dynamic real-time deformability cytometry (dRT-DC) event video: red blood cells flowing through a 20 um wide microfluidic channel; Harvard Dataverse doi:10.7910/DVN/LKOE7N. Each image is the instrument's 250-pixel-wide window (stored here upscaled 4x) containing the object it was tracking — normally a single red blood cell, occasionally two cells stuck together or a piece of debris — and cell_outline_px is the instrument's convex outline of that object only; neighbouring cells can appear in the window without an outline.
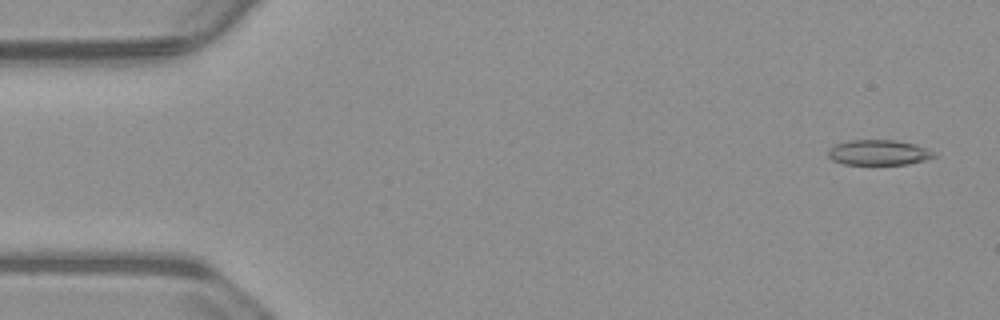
{"species": "common noctule bat (a hibernating species)", "species_latin": "Nyctalus noctula", "temperature_condition": "warm", "stored_images_in_passage": 53, "camera_frame_rate_fps": 3000, "um_per_image_px": 0.085, "animal": {"sex": "male", "body_mass_g": 23.1, "forearm_length_mm": 52.7}, "frame": {"image": 1, "passage_image": 1, "time_ms": 0.0, "image_size_px": [1000, 320], "cell_outline_px": [[940, 156], [908, 164], [844, 164], [832, 160], [828, 156], [828, 148], [836, 144], [848, 140], [896, 140], [916, 144], [928, 148], [936, 152]], "centroid_in_image_um": [74.73, 12.96], "position_along_channel_um": 10.3, "area_um2": 15.84}}
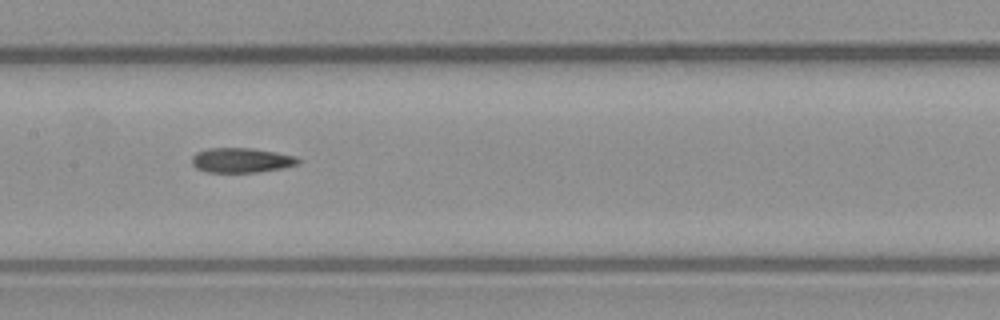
{"frame": {"image": 2, "passage_image": 25, "time_ms": 8.0, "image_size_px": [1000, 320], "cell_outline_px": [[300, 164], [284, 168], [256, 172], [208, 172], [196, 168], [192, 164], [192, 156], [196, 152], [208, 148], [252, 148], [276, 152], [296, 156], [300, 160]], "centroid_in_image_um": [20.53, 13.62], "position_along_channel_um": 186.9, "area_um2": 15.43}}
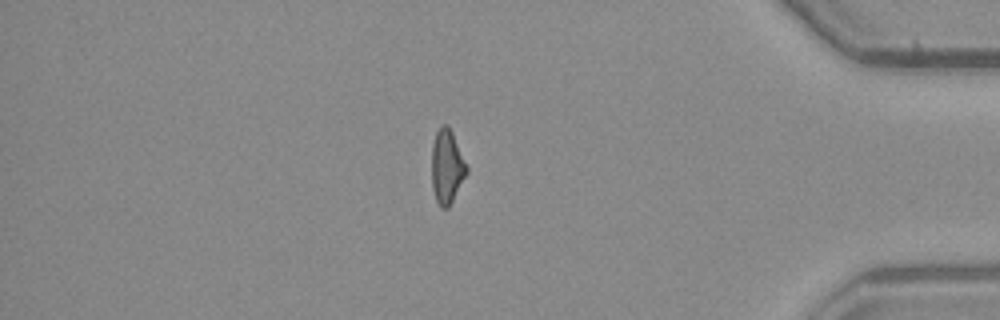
{"frame": {"image": 3, "passage_image": 45, "time_ms": 14.667, "image_size_px": [1000, 320], "cell_outline_px": [[468, 172], [448, 208], [440, 208], [436, 200], [432, 188], [432, 144], [436, 132], [440, 124], [448, 124], [452, 132], [468, 168]], "centroid_in_image_um": [37.97, 14.15], "position_along_channel_um": 397.2, "area_um2": 15.09}}